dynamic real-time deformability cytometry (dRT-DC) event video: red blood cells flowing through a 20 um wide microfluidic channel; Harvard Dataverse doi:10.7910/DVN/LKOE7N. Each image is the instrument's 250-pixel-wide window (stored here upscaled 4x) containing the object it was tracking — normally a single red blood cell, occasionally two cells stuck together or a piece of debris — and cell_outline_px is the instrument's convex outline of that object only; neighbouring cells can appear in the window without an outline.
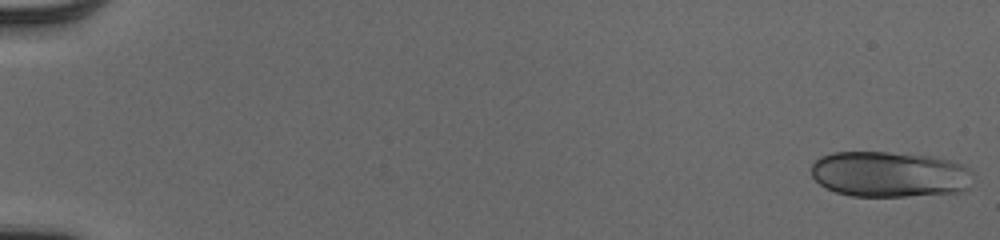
{"species": "human", "species_latin": "Homo sapiens", "temperature_condition": "cold", "stored_images_in_passage": 53, "camera_frame_rate_fps": 3000, "um_per_image_px": 0.085, "donor": {"sex": "male"}, "frame": {"image": 1, "passage_image": 1, "time_ms": 0.0, "image_size_px": [1000, 240], "cell_outline_px": [[972, 172], [968, 188], [960, 192], [908, 196], [852, 196], [836, 192], [820, 184], [812, 176], [812, 164], [820, 156], [832, 152], [888, 152], [932, 156], [952, 160], [968, 168]], "centroid_in_image_um": [75.61, 14.81], "position_along_channel_um": 9.4, "area_um2": 43.18}}
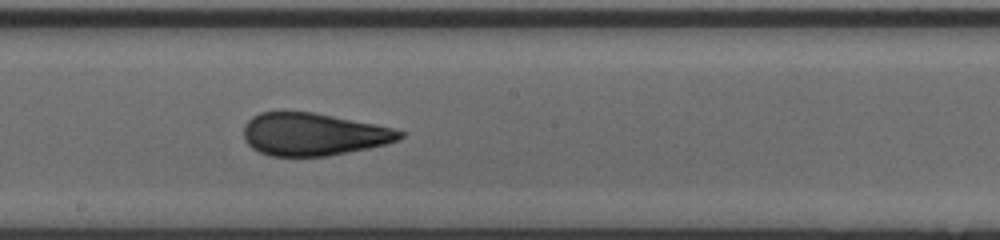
{"frame": {"image": 2, "passage_image": 31, "time_ms": 10.0, "image_size_px": [1000, 240], "cell_outline_px": [[404, 136], [400, 140], [368, 148], [328, 156], [272, 156], [260, 152], [252, 148], [244, 140], [244, 124], [252, 116], [260, 112], [312, 112], [392, 128], [404, 132]], "centroid_in_image_um": [26.6, 11.42], "position_along_channel_um": 221.6, "area_um2": 38.44}}
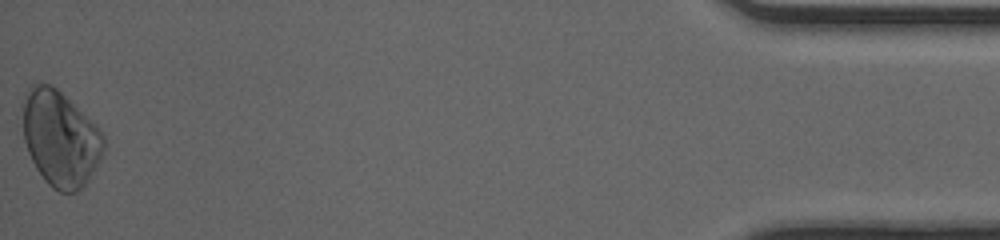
{"frame": {"image": 3, "passage_image": 53, "time_ms": 17.333, "image_size_px": [1000, 240], "cell_outline_px": [[104, 148], [100, 160], [88, 180], [76, 192], [60, 192], [52, 188], [44, 180], [36, 168], [28, 152], [24, 140], [24, 92], [36, 80], [48, 84], [56, 88], [96, 124], [104, 136]], "centroid_in_image_um": [5.12, 11.76], "position_along_channel_um": 430.1, "area_um2": 44.97}, "authors_computed_cell_mechanics": {"area_um2": 40.171, "velocity_mm_per_s": 3.9897, "shape_relaxation_time_tau1_ms": null, "shape_relaxation_time_tau2_ms": 0.8419, "deformation_change_tau1": null, "deformation_change_tau2": 0.0254}}